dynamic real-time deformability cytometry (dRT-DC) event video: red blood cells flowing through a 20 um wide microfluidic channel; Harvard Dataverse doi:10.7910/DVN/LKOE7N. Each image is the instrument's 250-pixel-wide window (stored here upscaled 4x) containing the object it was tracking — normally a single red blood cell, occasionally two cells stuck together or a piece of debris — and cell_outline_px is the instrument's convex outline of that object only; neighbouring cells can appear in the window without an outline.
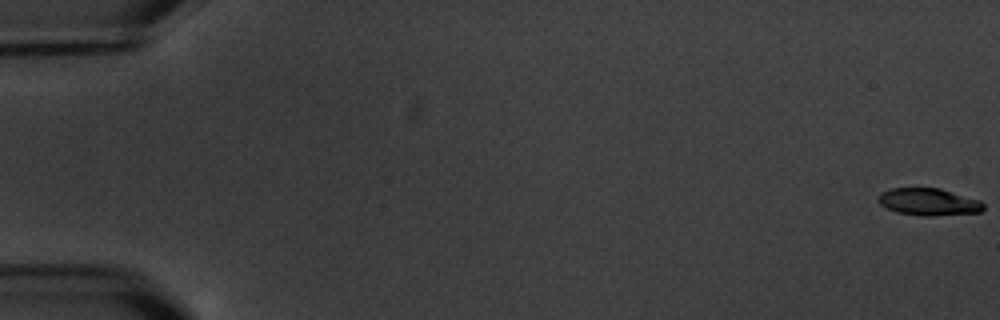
{"species": "common noctule bat (a hibernating species)", "species_latin": "Nyctalus noctula", "temperature_condition": "warm", "stored_images_in_passage": 6, "camera_frame_rate_fps": 3000, "um_per_image_px": 0.085, "animal": {"sex": "male", "body_mass_g": 20.1, "forearm_length_mm": 53.5}, "frame": {"image": 1, "passage_image": 1, "time_ms": 0.0, "image_size_px": [1000, 320], "cell_outline_px": [[984, 208], [980, 212], [932, 216], [920, 216], [896, 212], [880, 204], [876, 200], [880, 192], [892, 188], [940, 188], [980, 200], [984, 204]], "centroid_in_image_um": [78.91, 17.16], "position_along_channel_um": 6.1, "area_um2": 16.76}}
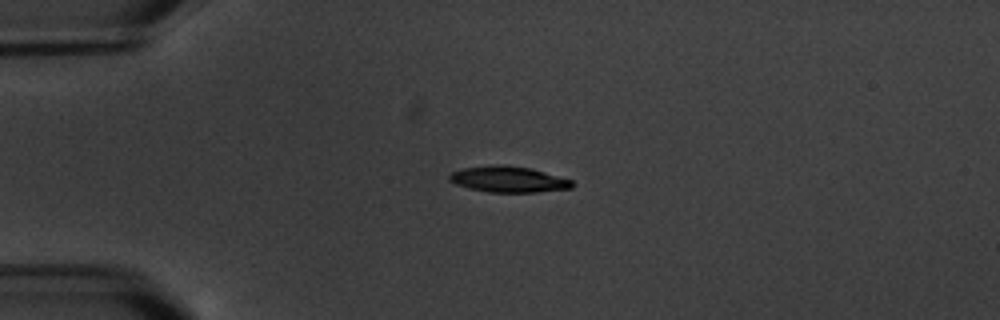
{"frame": {"image": 2, "passage_image": 5, "time_ms": 5.0, "image_size_px": [1000, 320], "cell_outline_px": [[576, 184], [572, 188], [536, 192], [488, 192], [468, 188], [456, 184], [448, 180], [448, 176], [452, 172], [464, 168], [500, 164], [532, 168], [572, 180]], "centroid_in_image_um": [43.23, 15.24], "position_along_channel_um": 41.8, "area_um2": 18.61}}